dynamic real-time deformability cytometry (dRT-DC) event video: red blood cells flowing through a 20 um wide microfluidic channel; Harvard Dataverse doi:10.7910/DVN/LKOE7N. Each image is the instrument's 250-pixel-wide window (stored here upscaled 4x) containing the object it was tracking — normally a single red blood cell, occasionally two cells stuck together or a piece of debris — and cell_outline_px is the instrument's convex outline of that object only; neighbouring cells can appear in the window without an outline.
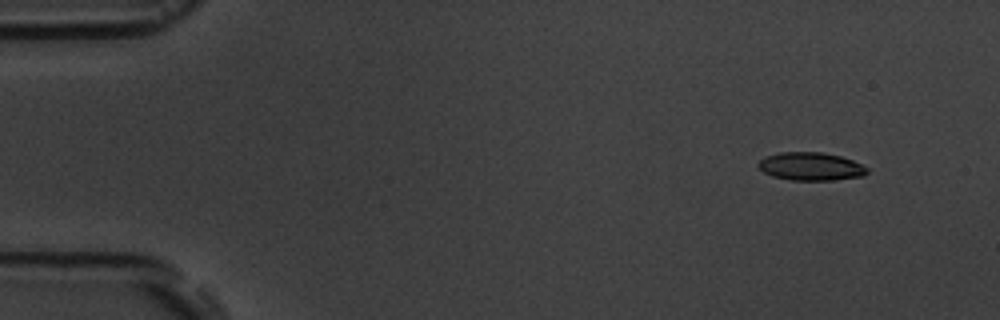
{"species": "common noctule bat (a hibernating species)", "species_latin": "Nyctalus noctula", "temperature_condition": "room temperature", "stored_images_in_passage": 8, "camera_frame_rate_fps": 3000, "um_per_image_px": 0.085, "animal": {"sex": "male", "body_mass_g": 19.5, "forearm_length_mm": 54.6}, "frame": {"image": 1, "passage_image": 2, "time_ms": 1.333, "image_size_px": [1000, 320], "cell_outline_px": [[868, 172], [864, 176], [832, 180], [792, 180], [772, 176], [764, 172], [756, 164], [764, 156], [780, 152], [820, 152], [840, 156], [852, 160], [868, 168]], "centroid_in_image_um": [68.9, 14.14], "position_along_channel_um": 16.1, "area_um2": 17.8}}
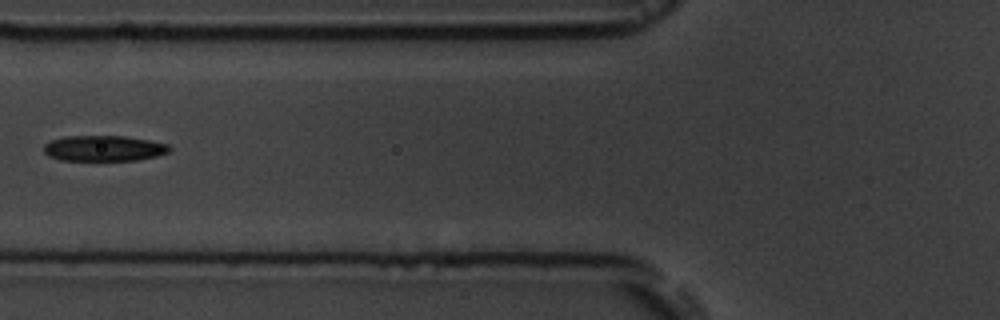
{"frame": {"image": 2, "passage_image": 7, "time_ms": 7.0, "image_size_px": [1000, 320], "cell_outline_px": [[172, 148], [168, 152], [156, 156], [136, 160], [60, 160], [48, 156], [44, 152], [44, 144], [52, 140], [64, 136], [124, 136], [148, 140], [168, 144]], "centroid_in_image_um": [8.81, 12.6], "position_along_channel_um": 117.0, "area_um2": 18.73}}
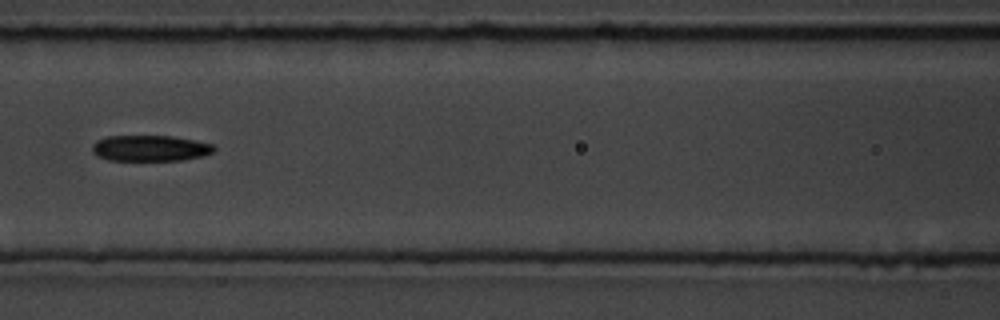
{"frame": {"image": 3, "passage_image": 8, "time_ms": 8.0, "image_size_px": [1000, 320], "cell_outline_px": [[216, 148], [212, 152], [204, 156], [184, 160], [108, 160], [96, 156], [92, 152], [92, 144], [96, 140], [108, 136], [172, 136], [212, 144]], "centroid_in_image_um": [12.73, 12.6], "position_along_channel_um": 153.9, "area_um2": 18.44}}